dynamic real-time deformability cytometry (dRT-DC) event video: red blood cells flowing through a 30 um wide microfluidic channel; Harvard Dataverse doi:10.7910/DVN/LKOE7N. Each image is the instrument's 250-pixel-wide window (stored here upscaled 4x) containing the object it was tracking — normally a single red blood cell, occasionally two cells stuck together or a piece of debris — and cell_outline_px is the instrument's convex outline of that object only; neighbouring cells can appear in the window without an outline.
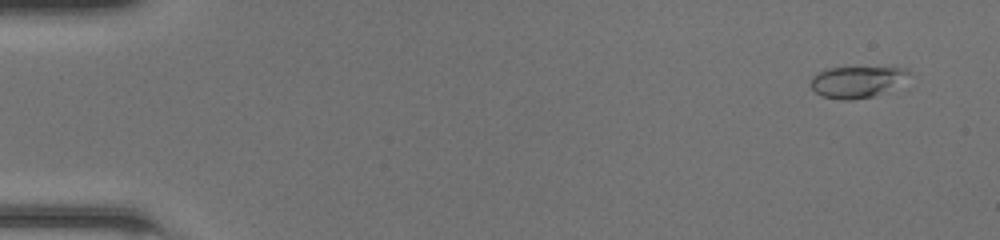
{"species": "common noctule bat (a hibernating species)", "species_latin": "Nyctalus noctula", "temperature_condition": "room temperature", "stored_images_in_passage": 49, "camera_frame_rate_fps": 3000, "um_per_image_px": 0.085, "animal": {"sex": "female", "body_mass_g": 20.0, "forearm_length_mm": 54.0}, "frame": {"image": 1, "passage_image": 3, "time_ms": 0.667, "image_size_px": [1000, 240], "cell_outline_px": [[912, 88], [852, 100], [840, 100], [824, 96], [816, 92], [808, 84], [812, 76], [816, 72], [828, 68], [892, 64], [908, 68]], "centroid_in_image_um": [73.13, 6.91], "position_along_channel_um": 11.9, "area_um2": 20.35}}
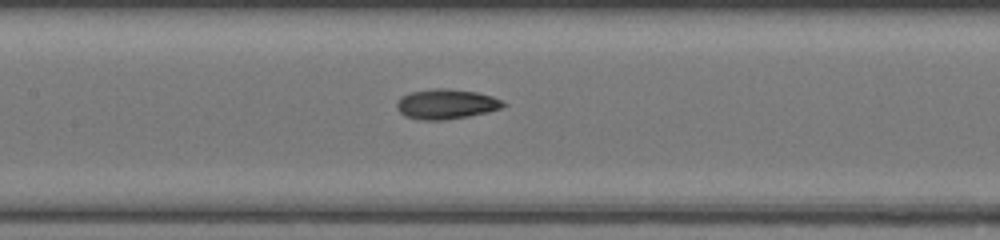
{"frame": {"image": 2, "passage_image": 24, "time_ms": 7.667, "image_size_px": [1000, 240], "cell_outline_px": [[508, 104], [500, 108], [488, 112], [468, 116], [444, 120], [420, 120], [404, 116], [396, 108], [396, 104], [400, 96], [408, 92], [432, 88], [448, 88], [476, 92], [492, 96], [504, 100]], "centroid_in_image_um": [37.91, 8.84], "position_along_channel_um": 169.5, "area_um2": 18.9}}
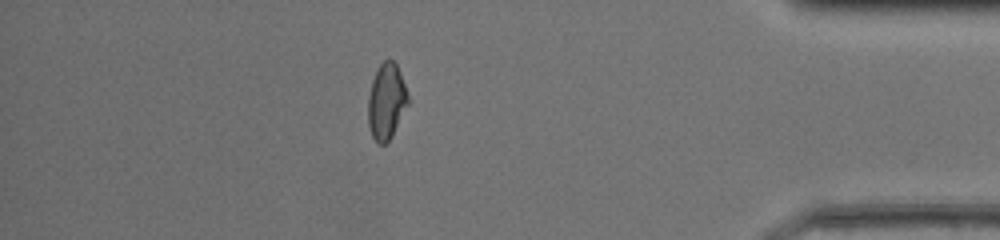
{"frame": {"image": 3, "passage_image": 43, "time_ms": 14.0, "image_size_px": [1000, 240], "cell_outline_px": [[408, 104], [392, 136], [384, 144], [380, 144], [372, 136], [368, 128], [368, 96], [372, 80], [380, 64], [384, 60], [392, 60], [396, 64], [408, 92]], "centroid_in_image_um": [32.84, 8.63], "position_along_channel_um": 402.4, "area_um2": 17.51}, "authors_computed_cell_mechanics": {"area_um2": 17.8024, "velocity_mm_per_s": 4.2933, "shape_relaxation_time_tau1_ms": 6.8054, "shape_relaxation_time_tau2_ms": 2.0753, "deformation_change_tau1": 0.1933, "deformation_change_tau2": 0.0821}}